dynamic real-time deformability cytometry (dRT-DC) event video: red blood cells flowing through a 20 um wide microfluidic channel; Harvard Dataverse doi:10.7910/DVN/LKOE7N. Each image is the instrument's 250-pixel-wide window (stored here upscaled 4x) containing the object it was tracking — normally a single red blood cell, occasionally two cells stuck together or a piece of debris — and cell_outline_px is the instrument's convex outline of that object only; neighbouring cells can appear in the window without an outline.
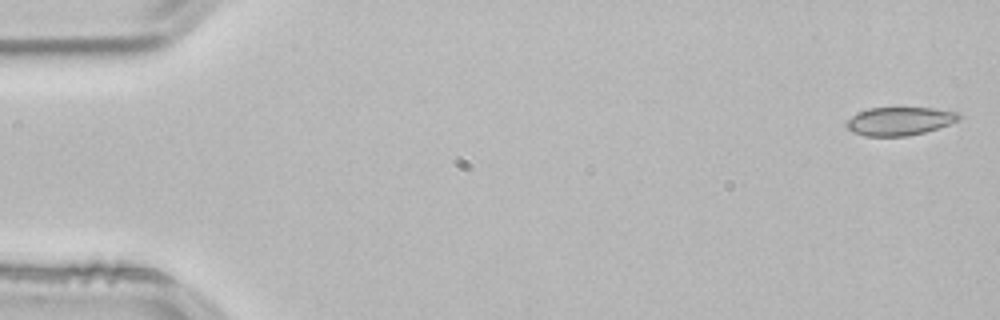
{"species": "common noctule bat (a hibernating species)", "species_latin": "Nyctalus noctula", "temperature_condition": "room temperature", "stored_images_in_passage": 52, "camera_frame_rate_fps": 3000, "um_per_image_px": 0.085, "animal": {"sex": "male", "body_mass_g": 21.5, "forearm_length_mm": 52.0}, "frame": {"image": 1, "passage_image": 1, "time_ms": 0.0, "image_size_px": [1000, 320], "cell_outline_px": [[960, 120], [924, 132], [908, 136], [864, 136], [852, 132], [844, 124], [852, 116], [868, 108], [936, 108], [960, 112]], "centroid_in_image_um": [76.47, 10.29], "position_along_channel_um": 8.5, "area_um2": 18.5}}
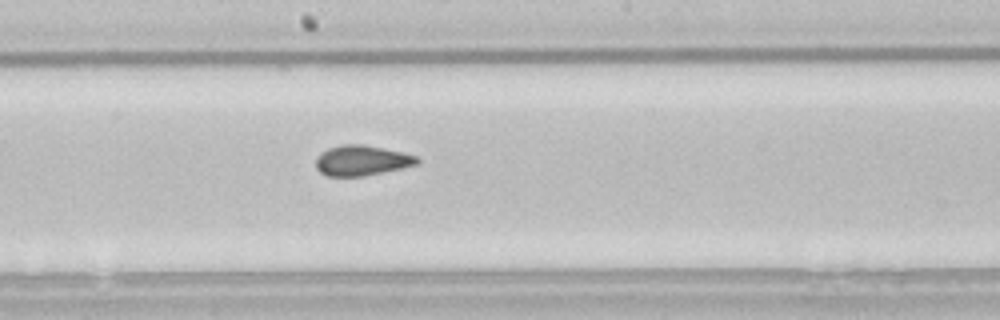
{"frame": {"image": 2, "passage_image": 28, "time_ms": 9.0, "image_size_px": [1000, 320], "cell_outline_px": [[420, 164], [364, 176], [328, 176], [320, 172], [316, 168], [316, 156], [320, 152], [328, 148], [344, 144], [364, 144], [404, 152], [416, 156], [420, 160]], "centroid_in_image_um": [30.75, 13.63], "position_along_channel_um": 217.4, "area_um2": 18.03}}
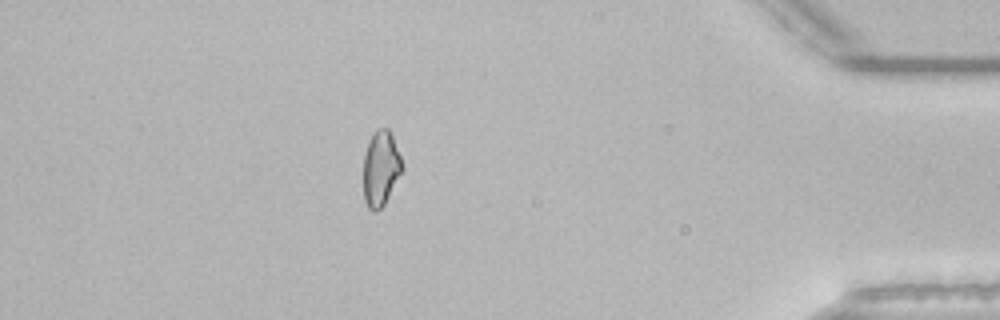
{"frame": {"image": 3, "passage_image": 46, "time_ms": 15.0, "image_size_px": [1000, 320], "cell_outline_px": [[404, 168], [384, 204], [376, 212], [372, 212], [368, 208], [364, 200], [364, 152], [368, 140], [376, 128], [388, 128], [392, 136], [404, 164]], "centroid_in_image_um": [32.36, 14.3], "position_along_channel_um": 402.8, "area_um2": 17.11}, "authors_computed_cell_mechanics": {"area_um2": 18.0336, "velocity_mm_per_s": 3.8573, "shape_relaxation_time_tau1_ms": 10.7752, "shape_relaxation_time_tau2_ms": 2.1399, "deformation_change_tau1": 0.1265, "deformation_change_tau2": 0.0548}}